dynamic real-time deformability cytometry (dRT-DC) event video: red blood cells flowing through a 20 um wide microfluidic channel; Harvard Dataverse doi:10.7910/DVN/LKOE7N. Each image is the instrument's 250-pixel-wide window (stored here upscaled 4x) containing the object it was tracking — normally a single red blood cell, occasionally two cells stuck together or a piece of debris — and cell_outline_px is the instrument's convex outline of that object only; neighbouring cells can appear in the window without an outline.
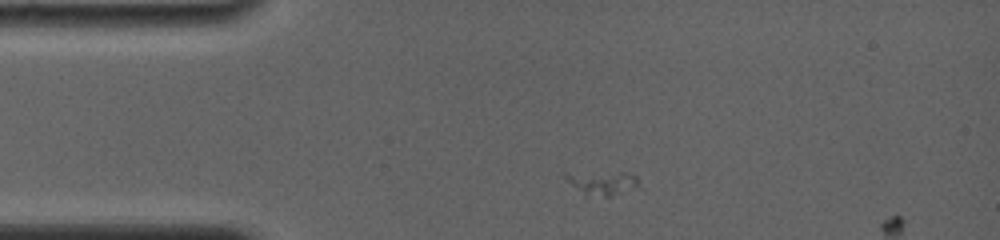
{"species": "common noctule bat (a hibernating species)", "species_latin": "Nyctalus noctula", "temperature_condition": "room temperature", "stored_images_in_passage": 4, "camera_frame_rate_fps": 4000, "um_per_image_px": 0.085, "animal": {"sex": "female", "body_mass_g": 19.0, "forearm_length_mm": 56.7}, "frame": {"image": 1, "passage_image": 1, "time_ms": 0.0, "image_size_px": [1000, 240], "cell_outline_px": [[640, 188], [608, 196], [584, 200], [564, 176], [564, 172], [624, 172], [636, 176]], "centroid_in_image_um": [51.12, 15.59], "position_along_channel_um": 33.9, "area_um2": 10.98}}